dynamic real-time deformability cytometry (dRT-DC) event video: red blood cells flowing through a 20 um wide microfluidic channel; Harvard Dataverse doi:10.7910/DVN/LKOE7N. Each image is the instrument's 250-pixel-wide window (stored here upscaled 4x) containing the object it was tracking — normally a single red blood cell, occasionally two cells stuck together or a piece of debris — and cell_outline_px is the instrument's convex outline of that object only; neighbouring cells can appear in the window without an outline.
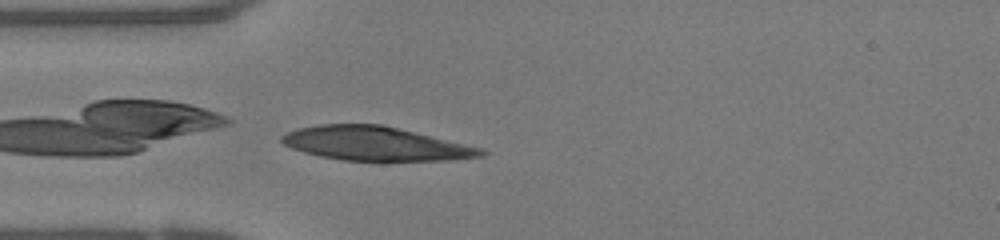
{"species": "human", "species_latin": "Homo sapiens", "temperature_condition": "warm", "stored_images_in_passage": 35, "camera_frame_rate_fps": 3000, "um_per_image_px": 0.085, "donor": {"sex": "female"}, "frame": {"image": 1, "passage_image": 1, "time_ms": 0.0, "image_size_px": [1000, 240], "cell_outline_px": [[488, 152], [484, 156], [448, 160], [340, 160], [320, 156], [304, 152], [292, 148], [284, 144], [280, 140], [280, 136], [288, 132], [300, 128], [320, 124], [380, 124], [484, 148]], "centroid_in_image_um": [31.92, 12.21], "position_along_channel_um": 53.1, "area_um2": 39.07}}
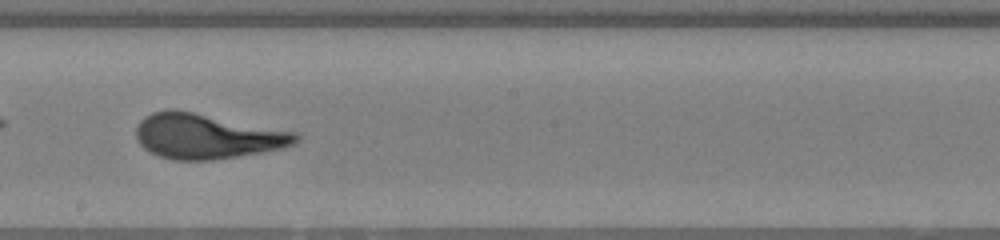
{"frame": {"image": 2, "passage_image": 14, "time_ms": 4.333, "image_size_px": [1000, 240], "cell_outline_px": [[300, 140], [284, 148], [212, 160], [172, 160], [156, 156], [148, 152], [136, 140], [136, 128], [140, 120], [144, 116], [152, 112], [168, 108], [172, 108], [296, 132], [300, 136]], "centroid_in_image_um": [17.53, 11.58], "position_along_channel_um": 230.7, "area_um2": 42.02}}
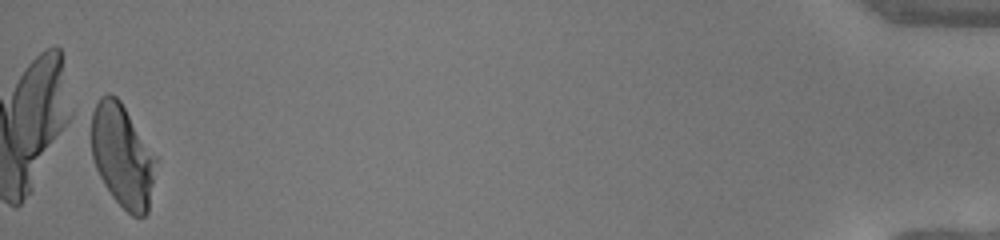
{"frame": {"image": 3, "passage_image": 35, "time_ms": 11.333, "image_size_px": [1000, 240], "cell_outline_px": [[160, 160], [148, 212], [144, 216], [132, 216], [112, 196], [104, 184], [96, 168], [92, 156], [84, 116], [100, 96], [108, 92], [116, 96], [120, 100]], "centroid_in_image_um": [10.35, 13.14], "position_along_channel_um": 424.8, "area_um2": 40.98}}